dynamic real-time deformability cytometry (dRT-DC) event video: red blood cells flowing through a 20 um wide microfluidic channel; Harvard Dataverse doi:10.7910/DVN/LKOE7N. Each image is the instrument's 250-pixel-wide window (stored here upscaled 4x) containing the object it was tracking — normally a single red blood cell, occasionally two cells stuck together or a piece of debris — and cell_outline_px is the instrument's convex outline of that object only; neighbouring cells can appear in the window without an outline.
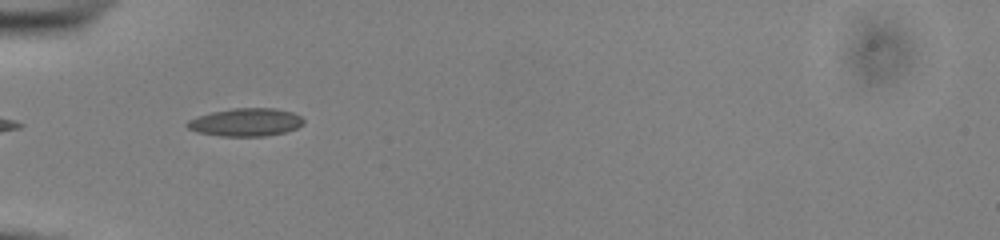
{"species": "common noctule bat (a hibernating species)", "species_latin": "Nyctalus noctula", "temperature_condition": "cold", "stored_images_in_passage": 23, "camera_frame_rate_fps": 3000, "um_per_image_px": 0.085, "animal": {"sex": "male", "body_mass_g": 13.0, "forearm_length_mm": 53.1}, "frame": {"image": 1, "passage_image": 1, "time_ms": 0.0, "image_size_px": [1000, 240], "cell_outline_px": [[304, 124], [296, 128], [284, 132], [264, 136], [220, 136], [196, 132], [188, 128], [184, 124], [188, 120], [196, 116], [212, 112], [232, 108], [276, 108], [292, 112], [300, 116], [304, 120]], "centroid_in_image_um": [20.86, 10.38], "position_along_channel_um": 64.1, "area_um2": 19.07}}
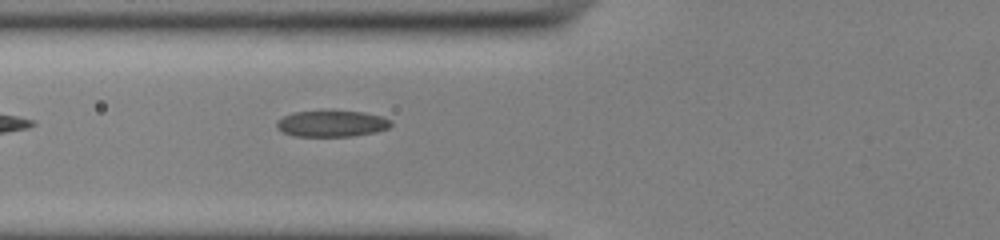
{"frame": {"image": 2, "passage_image": 4, "time_ms": 1.0, "image_size_px": [1000, 240], "cell_outline_px": [[392, 124], [388, 128], [376, 132], [352, 136], [296, 136], [284, 132], [276, 128], [276, 120], [292, 112], [364, 112], [380, 116], [392, 120]], "centroid_in_image_um": [28.2, 10.52], "position_along_channel_um": 97.6, "area_um2": 17.22}}